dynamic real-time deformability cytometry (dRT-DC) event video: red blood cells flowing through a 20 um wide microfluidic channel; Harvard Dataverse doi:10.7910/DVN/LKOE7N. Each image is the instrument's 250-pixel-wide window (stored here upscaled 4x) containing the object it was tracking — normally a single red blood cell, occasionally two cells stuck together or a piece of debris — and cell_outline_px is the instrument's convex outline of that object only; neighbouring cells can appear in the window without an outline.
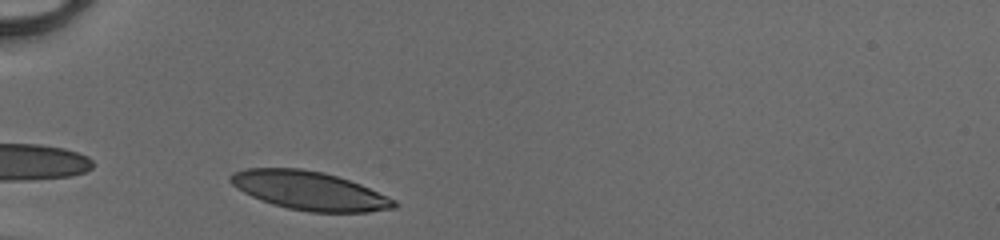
{"species": "human", "species_latin": "Homo sapiens", "temperature_condition": "cold", "stored_images_in_passage": 27, "camera_frame_rate_fps": 3000, "um_per_image_px": 0.085, "donor": {"sex": "male"}, "frame": {"image": 1, "passage_image": 1, "time_ms": 0.0, "image_size_px": [1000, 240], "cell_outline_px": [[396, 208], [368, 212], [308, 212], [288, 208], [272, 204], [252, 196], [236, 188], [228, 180], [228, 176], [232, 172], [248, 168], [300, 168], [324, 172], [360, 184], [396, 200]], "centroid_in_image_um": [26.27, 16.2], "position_along_channel_um": 58.7, "area_um2": 36.76}}
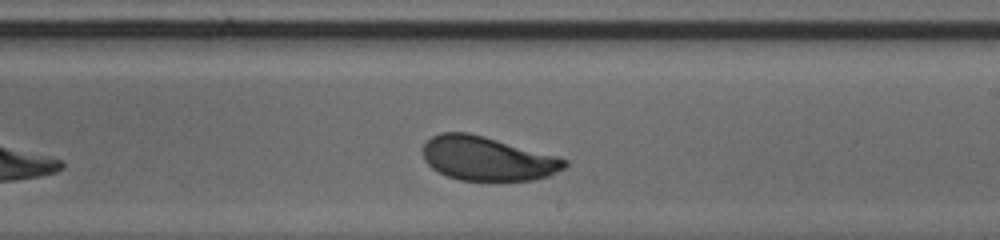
{"frame": {"image": 2, "passage_image": 16, "time_ms": 5.0, "image_size_px": [1000, 240], "cell_outline_px": [[568, 164], [564, 168], [548, 176], [532, 180], [460, 180], [448, 176], [432, 168], [424, 160], [424, 144], [432, 136], [440, 132], [468, 132], [484, 136], [556, 156], [568, 160]], "centroid_in_image_um": [41.42, 13.47], "position_along_channel_um": 247.6, "area_um2": 36.01}}
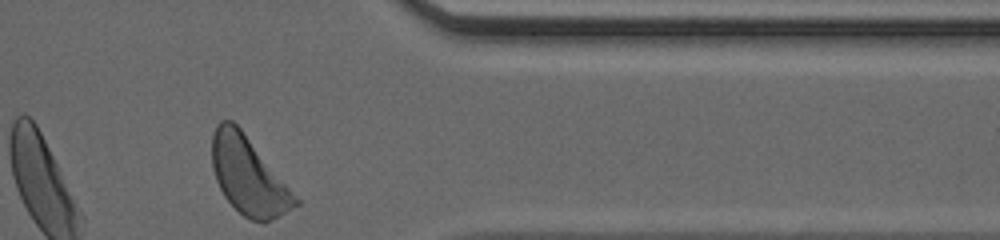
{"frame": {"image": 3, "passage_image": 27, "time_ms": 8.667, "image_size_px": [1000, 240], "cell_outline_px": [[300, 204], [272, 220], [264, 224], [252, 220], [244, 216], [224, 196], [216, 180], [212, 168], [212, 136], [216, 124], [220, 120], [232, 120], [240, 128], [300, 200]], "centroid_in_image_um": [21.11, 14.95], "position_along_channel_um": 390.3, "area_um2": 37.28}, "authors_computed_cell_mechanics": {"area_um2": 36.7608, "velocity_mm_per_s": 4.1046, "shape_relaxation_time_tau1_ms": 1.9221, "shape_relaxation_time_tau2_ms": 0.7194, "deformation_change_tau1": 0.1151, "deformation_change_tau2": 0.0614}}